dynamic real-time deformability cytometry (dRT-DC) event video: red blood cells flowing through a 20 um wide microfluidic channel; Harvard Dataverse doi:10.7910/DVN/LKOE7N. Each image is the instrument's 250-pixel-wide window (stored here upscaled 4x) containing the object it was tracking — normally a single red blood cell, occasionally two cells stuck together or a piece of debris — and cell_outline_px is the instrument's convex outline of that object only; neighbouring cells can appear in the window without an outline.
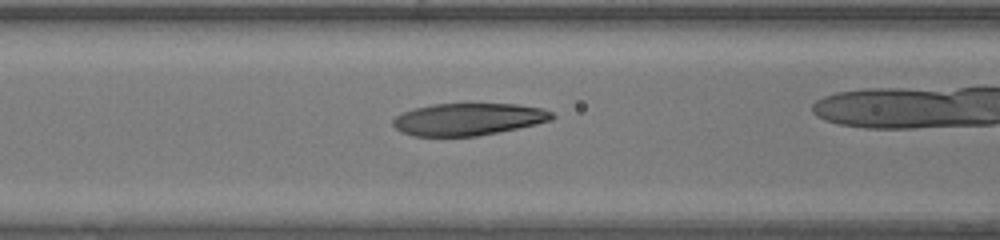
{"species": "human", "species_latin": "Homo sapiens", "temperature_condition": "warm", "stored_images_in_passage": 30, "camera_frame_rate_fps": 3000, "um_per_image_px": 0.085, "donor": {"sex": "female"}, "frame": {"image": 1, "passage_image": 12, "time_ms": 3.667, "image_size_px": [1000, 240], "cell_outline_px": [[556, 116], [552, 120], [536, 124], [476, 136], [412, 136], [400, 132], [392, 124], [392, 120], [400, 112], [432, 104], [516, 104], [544, 108], [552, 112]], "centroid_in_image_um": [39.79, 10.13], "position_along_channel_um": 126.8, "area_um2": 29.88}}
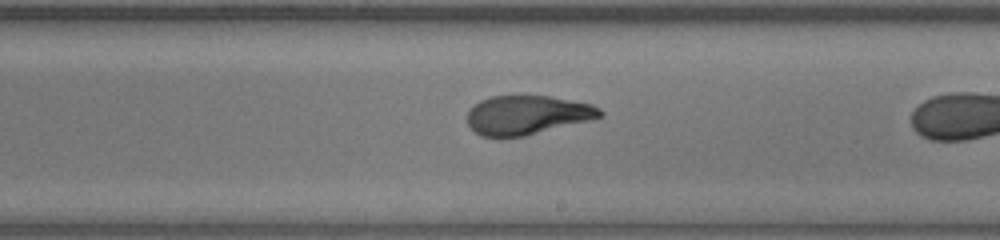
{"frame": {"image": 2, "passage_image": 20, "time_ms": 6.333, "image_size_px": [1000, 240], "cell_outline_px": [[604, 116], [592, 120], [524, 136], [480, 136], [468, 124], [468, 108], [480, 100], [492, 96], [548, 96], [592, 104], [600, 108], [604, 112]], "centroid_in_image_um": [44.84, 9.77], "position_along_channel_um": 244.2, "area_um2": 30.17}}
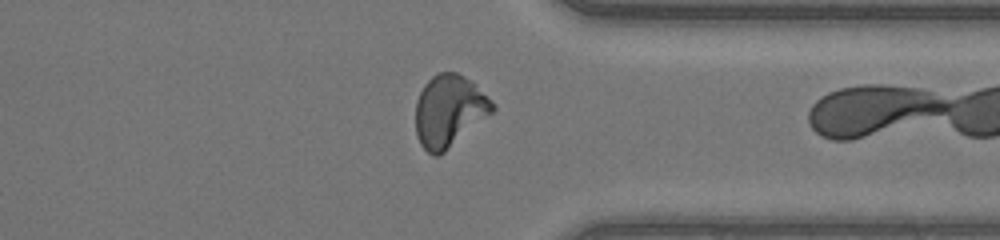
{"frame": {"image": 3, "passage_image": 29, "time_ms": 9.333, "image_size_px": [1000, 240], "cell_outline_px": [[496, 108], [492, 112], [440, 156], [432, 156], [420, 144], [416, 136], [416, 100], [424, 84], [432, 76], [440, 72], [456, 72], [464, 76], [492, 100], [496, 104]], "centroid_in_image_um": [38.15, 9.44], "position_along_channel_um": 373.2, "area_um2": 32.02}}